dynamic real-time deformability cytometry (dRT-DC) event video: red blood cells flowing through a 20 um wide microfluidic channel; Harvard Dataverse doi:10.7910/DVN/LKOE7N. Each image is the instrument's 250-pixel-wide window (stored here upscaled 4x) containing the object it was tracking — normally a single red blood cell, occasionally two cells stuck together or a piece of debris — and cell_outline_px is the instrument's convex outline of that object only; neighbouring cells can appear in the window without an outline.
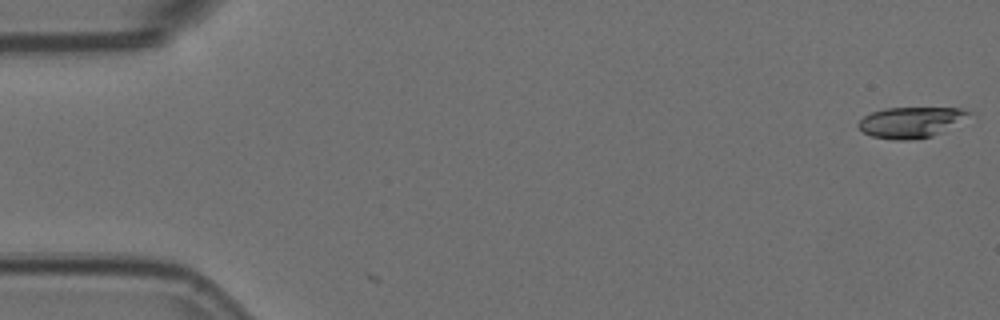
{"species": "Egyptian fruit bat (a non-hibernating species)", "species_latin": "Rousettus aegyptiacus", "temperature_condition": "room temperature", "stored_images_in_passage": 5, "camera_frame_rate_fps": 3000, "um_per_image_px": 0.085, "animal": {"sex": "female"}, "frame": {"image": 1, "passage_image": 1, "time_ms": 0.0, "image_size_px": [1000, 320], "cell_outline_px": [[972, 112], [940, 132], [932, 136], [908, 140], [896, 140], [872, 136], [864, 132], [856, 124], [864, 116], [872, 112], [884, 108], [960, 108]], "centroid_in_image_um": [77.33, 10.39], "position_along_channel_um": 7.7, "area_um2": 19.19}}
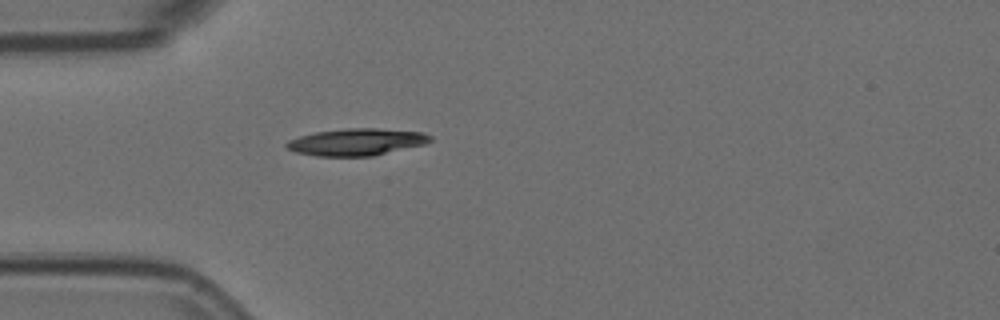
{"frame": {"image": 2, "passage_image": 5, "time_ms": 1.333, "image_size_px": [1000, 320], "cell_outline_px": [[432, 140], [424, 144], [372, 156], [316, 156], [296, 152], [288, 148], [284, 144], [288, 140], [300, 136], [316, 132], [344, 128], [376, 128], [424, 132], [432, 136]], "centroid_in_image_um": [30.31, 12.06], "position_along_channel_um": 54.7, "area_um2": 22.54}}